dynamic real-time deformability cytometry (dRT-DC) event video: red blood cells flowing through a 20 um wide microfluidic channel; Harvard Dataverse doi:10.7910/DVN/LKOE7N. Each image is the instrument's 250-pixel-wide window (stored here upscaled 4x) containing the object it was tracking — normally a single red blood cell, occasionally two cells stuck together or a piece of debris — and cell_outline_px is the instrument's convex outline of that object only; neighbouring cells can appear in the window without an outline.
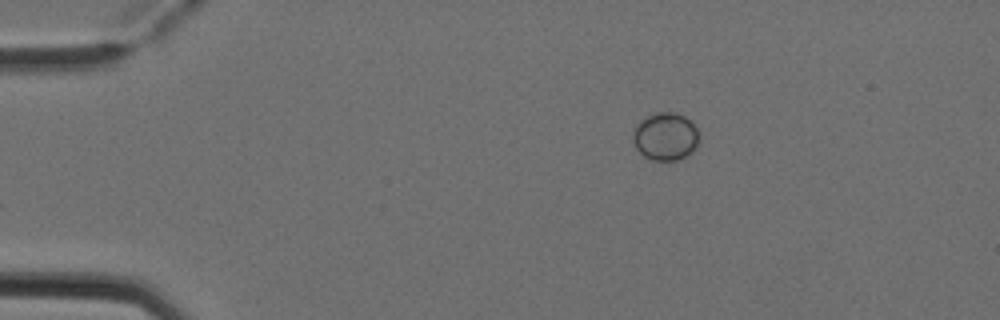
{"species": "Egyptian fruit bat (a non-hibernating species)", "species_latin": "Rousettus aegyptiacus", "temperature_condition": "cold", "stored_images_in_passage": 3, "camera_frame_rate_fps": 3000, "um_per_image_px": 0.085, "animal": {"sex": "female"}, "frame": {"image": 1, "passage_image": 1, "time_ms": 0.0, "image_size_px": [1000, 320], "cell_outline_px": [[696, 144], [692, 152], [676, 160], [652, 160], [644, 156], [636, 148], [632, 140], [632, 136], [636, 128], [648, 116], [656, 112], [672, 112], [684, 116], [696, 128]], "centroid_in_image_um": [56.53, 11.61], "position_along_channel_um": 28.5, "area_um2": 17.74}}